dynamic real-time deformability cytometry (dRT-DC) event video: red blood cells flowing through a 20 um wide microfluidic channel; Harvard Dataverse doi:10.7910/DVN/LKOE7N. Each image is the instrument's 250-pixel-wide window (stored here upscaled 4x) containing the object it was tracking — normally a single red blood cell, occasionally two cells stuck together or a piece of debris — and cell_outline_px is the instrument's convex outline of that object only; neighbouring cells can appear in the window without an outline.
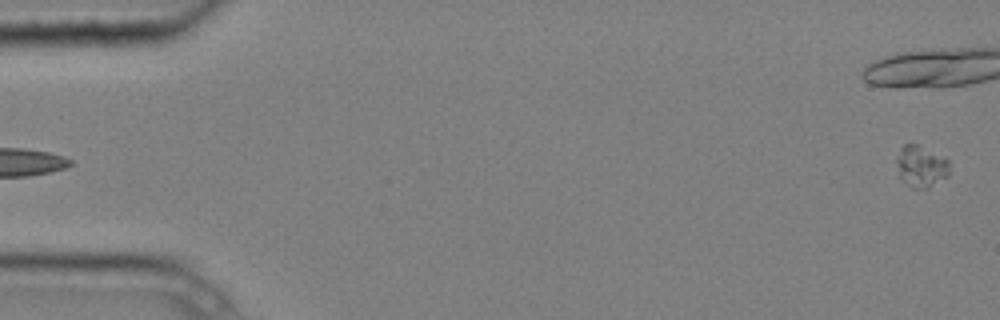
{"species": "common noctule bat (a hibernating species)", "species_latin": "Nyctalus noctula", "temperature_condition": "cold", "stored_images_in_passage": 5, "segment_of_instrument_passage": [2, 2], "camera_frame_rate_fps": 3000, "um_per_image_px": 0.085, "animal": {"sex": "male", "body_mass_g": 20.4}, "frame": {"image": 1, "passage_image": 5, "time_ms": 1.333, "image_size_px": [1000, 320], "cell_outline_px": [[948, 176], [928, 188], [912, 188], [900, 180], [896, 160], [900, 148], [904, 144], [916, 144], [948, 160]], "centroid_in_image_um": [78.25, 14.17], "position_along_channel_um": 6.8, "area_um2": 12.6}}